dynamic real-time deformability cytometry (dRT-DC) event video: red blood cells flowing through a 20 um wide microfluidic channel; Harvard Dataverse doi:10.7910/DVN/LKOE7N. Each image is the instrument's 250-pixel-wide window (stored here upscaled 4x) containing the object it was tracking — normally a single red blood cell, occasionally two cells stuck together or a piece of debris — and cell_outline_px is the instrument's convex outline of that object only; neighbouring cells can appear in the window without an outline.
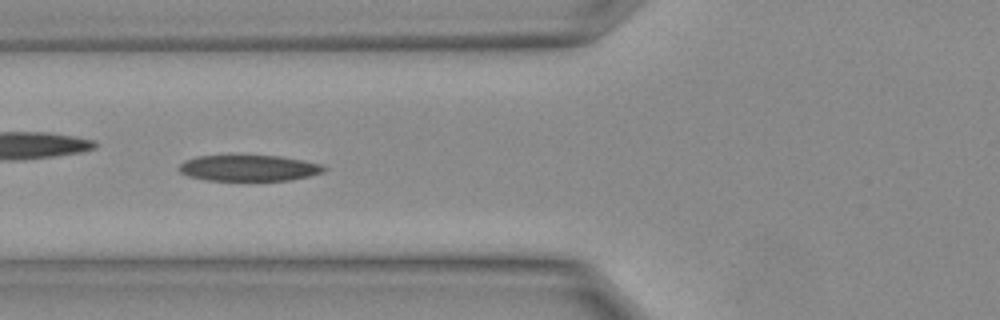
{"species": "Egyptian fruit bat (a non-hibernating species)", "species_latin": "Rousettus aegyptiacus", "temperature_condition": "warm", "stored_images_in_passage": 10, "camera_frame_rate_fps": 3000, "um_per_image_px": 0.085, "animal": {"sex": "female"}, "frame": {"image": 1, "passage_image": 7, "time_ms": 2.0, "image_size_px": [1000, 320], "cell_outline_px": [[328, 168], [324, 172], [292, 180], [208, 180], [188, 176], [180, 172], [180, 164], [184, 160], [196, 156], [280, 156], [304, 160], [320, 164]], "centroid_in_image_um": [21.18, 14.28], "position_along_channel_um": 104.6, "area_um2": 21.85}}